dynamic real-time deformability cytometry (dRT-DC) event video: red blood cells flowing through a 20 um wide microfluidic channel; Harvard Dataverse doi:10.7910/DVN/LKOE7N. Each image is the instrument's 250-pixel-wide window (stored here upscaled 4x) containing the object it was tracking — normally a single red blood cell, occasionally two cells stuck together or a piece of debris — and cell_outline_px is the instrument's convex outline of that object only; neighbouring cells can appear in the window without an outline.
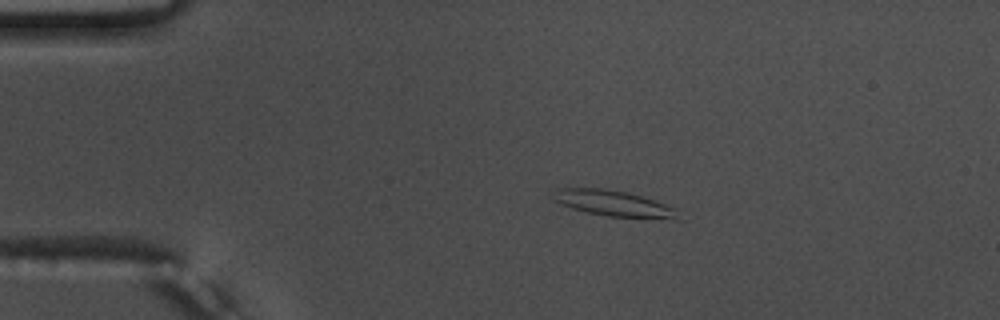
{"species": "common noctule bat (a hibernating species)", "species_latin": "Nyctalus noctula", "temperature_condition": "warm", "stored_images_in_passage": 49, "camera_frame_rate_fps": 3000, "um_per_image_px": 0.085, "animal": {"sex": "male", "body_mass_g": 17.5, "forearm_length_mm": 52.3}, "frame": {"image": 1, "passage_image": 6, "time_ms": 1.667, "image_size_px": [1000, 320], "cell_outline_px": [[684, 220], [676, 220], [604, 216], [572, 208], [560, 204], [552, 200], [556, 188], [600, 188], [624, 192], [640, 196], [664, 204], [672, 208]], "centroid_in_image_um": [52.16, 17.32], "position_along_channel_um": 32.8, "area_um2": 18.79}}
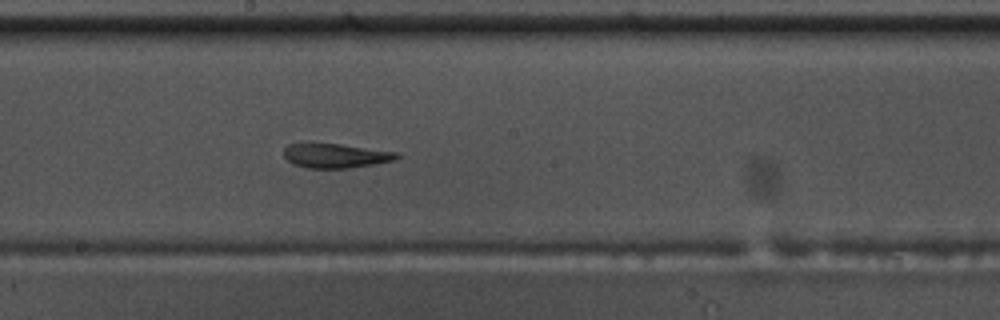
{"frame": {"image": 2, "passage_image": 25, "time_ms": 8.0, "image_size_px": [1000, 320], "cell_outline_px": [[400, 156], [396, 160], [376, 164], [352, 168], [308, 168], [292, 164], [284, 156], [284, 148], [288, 144], [304, 140], [340, 144], [396, 152]], "centroid_in_image_um": [28.45, 13.2], "position_along_channel_um": 219.8, "area_um2": 16.7}}
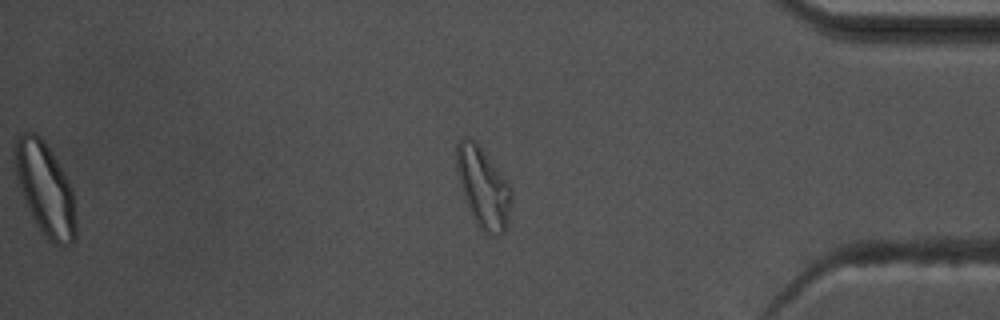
{"frame": {"image": 3, "passage_image": 41, "time_ms": 13.333, "image_size_px": [1000, 320], "cell_outline_px": [[512, 196], [508, 228], [504, 232], [496, 236], [480, 228], [472, 216], [456, 172], [456, 140], [460, 136], [468, 136], [476, 140], [512, 184]], "centroid_in_image_um": [41.1, 15.85], "position_along_channel_um": 394.1, "area_um2": 26.41}, "authors_computed_cell_mechanics": {"area_um2": 17.5134, "velocity_mm_per_s": 3.7651, "shape_relaxation_time_tau1_ms": 10.4412, "shape_relaxation_time_tau2_ms": 1.9876, "deformation_change_tau1": 0.3207, "deformation_change_tau2": 0.1301}}